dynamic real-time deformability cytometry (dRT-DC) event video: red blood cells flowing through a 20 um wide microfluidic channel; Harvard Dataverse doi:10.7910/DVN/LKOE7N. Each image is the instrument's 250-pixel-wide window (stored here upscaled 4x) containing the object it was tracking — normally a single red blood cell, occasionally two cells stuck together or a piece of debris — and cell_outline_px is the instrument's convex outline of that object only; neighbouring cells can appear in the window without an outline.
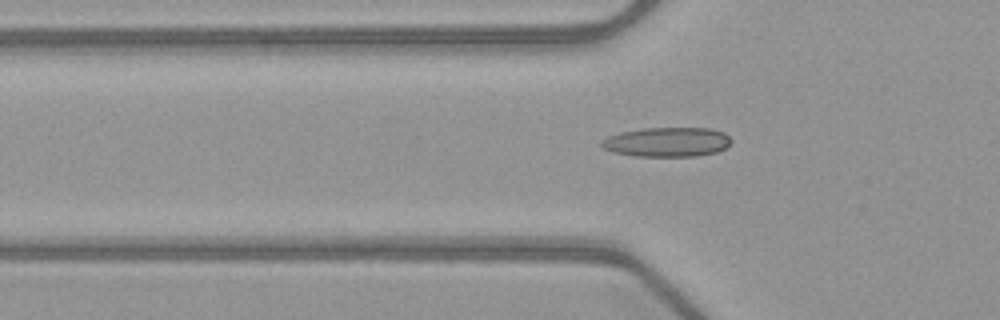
{"species": "common noctule bat (a hibernating species)", "species_latin": "Nyctalus noctula", "temperature_condition": "warm", "stored_images_in_passage": 46, "camera_frame_rate_fps": 3000, "um_per_image_px": 0.085, "animal": {"sex": "female", "body_mass_g": 21.9}, "frame": {"image": 1, "passage_image": 17, "time_ms": 5.333, "image_size_px": [1000, 320], "cell_outline_px": [[732, 140], [724, 148], [716, 152], [696, 156], [636, 156], [612, 152], [604, 148], [600, 144], [600, 140], [608, 136], [620, 132], [644, 128], [712, 128], [724, 132]], "centroid_in_image_um": [56.68, 12.06], "position_along_channel_um": 69.1, "area_um2": 22.31}}
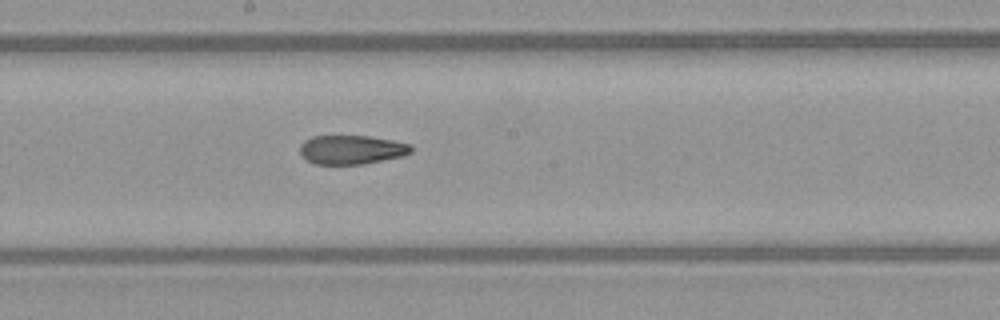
{"frame": {"image": 2, "passage_image": 28, "time_ms": 9.0, "image_size_px": [1000, 320], "cell_outline_px": [[412, 152], [404, 156], [364, 164], [316, 164], [308, 160], [300, 152], [300, 144], [304, 140], [312, 136], [368, 136], [392, 140], [412, 144]], "centroid_in_image_um": [29.92, 12.72], "position_along_channel_um": 218.3, "area_um2": 18.84}}
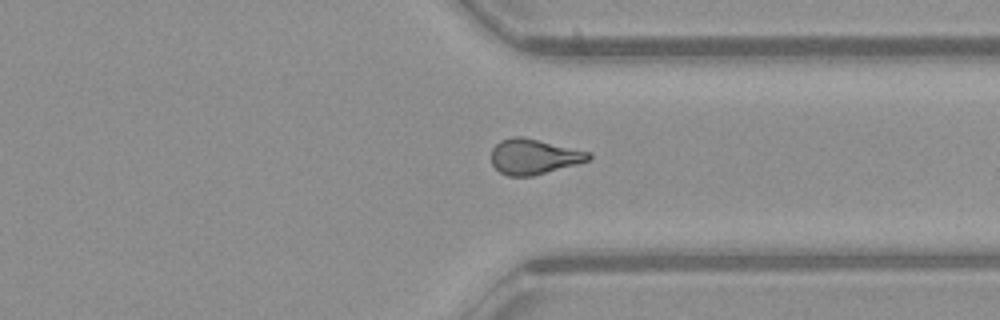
{"frame": {"image": 3, "passage_image": 39, "time_ms": 12.667, "image_size_px": [1000, 320], "cell_outline_px": [[592, 160], [532, 176], [508, 176], [500, 172], [492, 164], [492, 148], [500, 140], [512, 136], [520, 136], [588, 152], [592, 156]], "centroid_in_image_um": [45.35, 13.32], "position_along_channel_um": 366.0, "area_um2": 19.77}}